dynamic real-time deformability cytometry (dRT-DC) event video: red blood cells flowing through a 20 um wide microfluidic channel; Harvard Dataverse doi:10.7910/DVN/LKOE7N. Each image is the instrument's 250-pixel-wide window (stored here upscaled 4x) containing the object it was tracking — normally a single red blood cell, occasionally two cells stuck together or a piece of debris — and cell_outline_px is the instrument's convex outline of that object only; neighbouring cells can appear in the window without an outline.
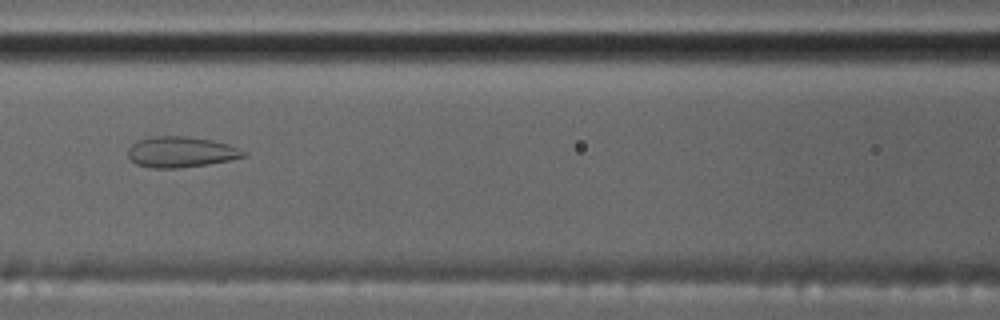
{"species": "common noctule bat (a hibernating species)", "species_latin": "Nyctalus noctula", "temperature_condition": "cold", "stored_images_in_passage": 9, "camera_frame_rate_fps": 3000, "um_per_image_px": 0.085, "animal": {"sex": "male", "body_mass_g": 17.5, "forearm_length_mm": 52.3}, "frame": {"image": 1, "passage_image": 4, "time_ms": 4.667, "image_size_px": [1000, 320], "cell_outline_px": [[248, 152], [244, 156], [228, 160], [208, 164], [180, 168], [152, 168], [136, 164], [128, 156], [128, 148], [132, 144], [140, 140], [152, 136], [184, 136], [212, 140], [228, 144]], "centroid_in_image_um": [15.37, 12.92], "position_along_channel_um": 151.2, "area_um2": 20.58}}
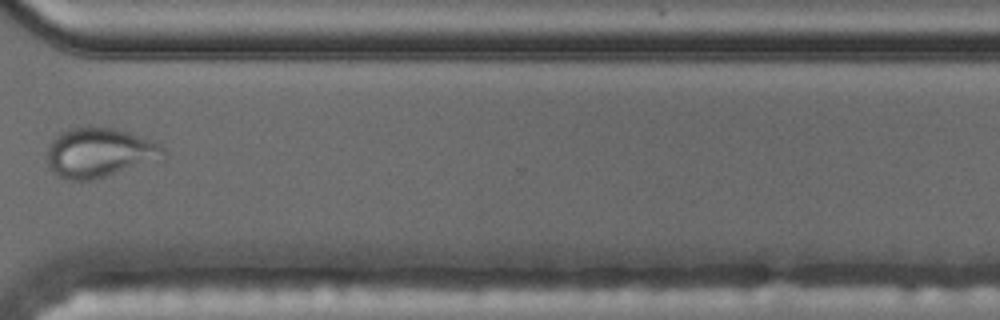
{"frame": {"image": 2, "passage_image": 9, "time_ms": 10.667, "image_size_px": [1000, 320], "cell_outline_px": [[168, 156], [164, 160], [92, 180], [68, 180], [56, 176], [52, 172], [48, 164], [48, 144], [60, 132], [72, 128], [88, 124], [116, 128], [128, 132], [168, 148]], "centroid_in_image_um": [8.5, 12.97], "position_along_channel_um": 362.1, "area_um2": 34.51}}